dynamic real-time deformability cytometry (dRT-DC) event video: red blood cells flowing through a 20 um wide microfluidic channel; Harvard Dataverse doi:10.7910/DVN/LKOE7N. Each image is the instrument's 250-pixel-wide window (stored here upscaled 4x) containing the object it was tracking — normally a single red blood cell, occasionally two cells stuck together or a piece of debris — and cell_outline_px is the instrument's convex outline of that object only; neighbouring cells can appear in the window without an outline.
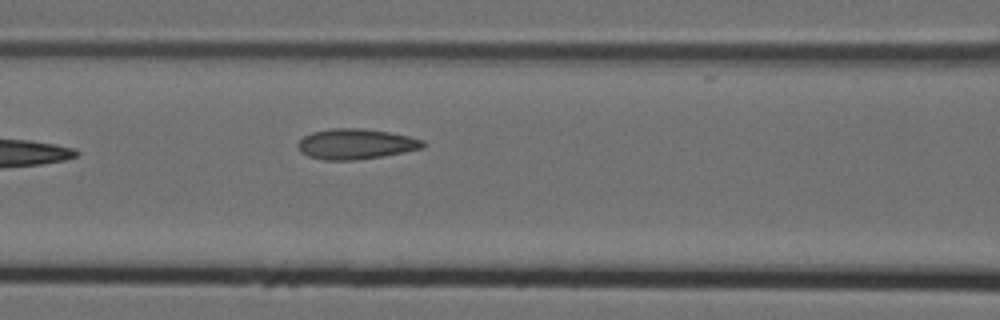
{"species": "Egyptian fruit bat (a non-hibernating species)", "species_latin": "Rousettus aegyptiacus", "temperature_condition": "cold", "stored_images_in_passage": 8, "camera_frame_rate_fps": 3000, "um_per_image_px": 0.085, "animal": {"sex": "female"}, "frame": {"image": 1, "passage_image": 8, "time_ms": 2.333, "image_size_px": [1000, 320], "cell_outline_px": [[428, 144], [424, 148], [404, 152], [356, 160], [324, 160], [308, 156], [300, 152], [296, 144], [304, 136], [312, 132], [332, 128], [364, 128], [388, 132], [408, 136], [424, 140]], "centroid_in_image_um": [30.25, 12.24], "position_along_channel_um": 136.4, "area_um2": 22.25}}